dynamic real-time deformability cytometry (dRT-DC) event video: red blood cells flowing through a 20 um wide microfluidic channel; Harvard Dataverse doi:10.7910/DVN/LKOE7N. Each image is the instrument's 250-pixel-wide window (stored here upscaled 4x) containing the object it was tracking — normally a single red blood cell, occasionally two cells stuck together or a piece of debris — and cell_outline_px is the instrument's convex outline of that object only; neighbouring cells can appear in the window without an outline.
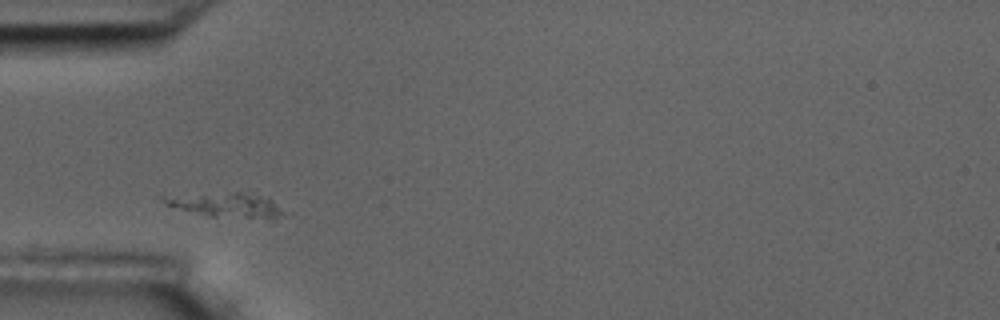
{"species": "common noctule bat (a hibernating species)", "species_latin": "Nyctalus noctula", "temperature_condition": "room temperature", "stored_images_in_passage": 2, "camera_frame_rate_fps": 3000, "um_per_image_px": 0.085, "animal": {"sex": "male", "body_mass_g": 17.5, "forearm_length_mm": 52.3}, "frame": {"image": 1, "passage_image": 1, "time_ms": 0.0, "image_size_px": [1000, 320], "cell_outline_px": [[284, 216], [208, 216], [164, 204], [160, 196], [164, 192], [240, 192], [268, 196], [284, 212]], "centroid_in_image_um": [18.98, 17.32], "position_along_channel_um": 66.0, "area_um2": 17.28}}